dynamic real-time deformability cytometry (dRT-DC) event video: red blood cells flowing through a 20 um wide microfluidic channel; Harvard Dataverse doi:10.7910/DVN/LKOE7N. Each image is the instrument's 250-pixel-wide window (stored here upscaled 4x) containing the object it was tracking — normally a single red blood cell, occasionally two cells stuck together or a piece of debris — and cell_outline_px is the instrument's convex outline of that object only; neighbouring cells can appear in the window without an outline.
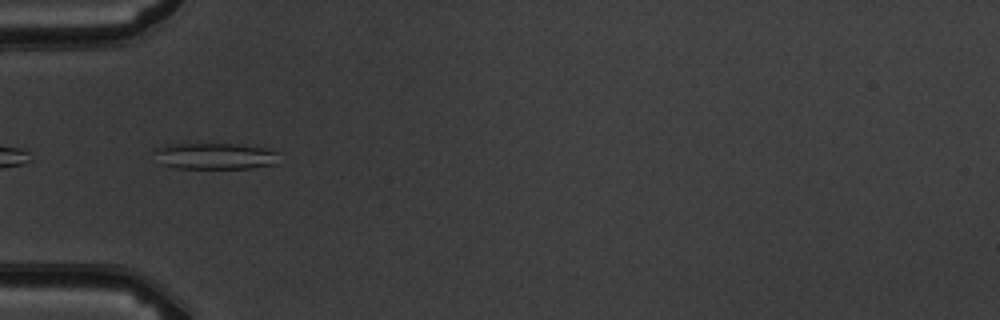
{"species": "common noctule bat (a hibernating species)", "species_latin": "Nyctalus noctula", "temperature_condition": "warm", "stored_images_in_passage": 6, "camera_frame_rate_fps": 3000, "um_per_image_px": 0.085, "animal": {"sex": "male", "body_mass_g": 19.5, "forearm_length_mm": 54.6}, "frame": {"image": 1, "passage_image": 2, "time_ms": 1.333, "image_size_px": [1000, 320], "cell_outline_px": [[284, 160], [276, 164], [252, 168], [176, 168], [160, 164], [152, 152], [152, 148], [168, 144], [240, 144], [264, 148], [276, 152]], "centroid_in_image_um": [18.27, 13.27], "position_along_channel_um": 66.7, "area_um2": 19.59}}
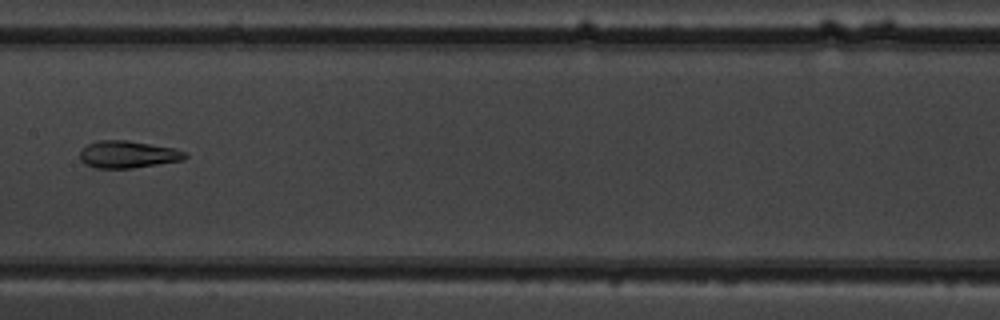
{"frame": {"image": 2, "passage_image": 5, "time_ms": 4.667, "image_size_px": [1000, 320], "cell_outline_px": [[188, 156], [184, 160], [132, 168], [96, 168], [84, 164], [80, 160], [80, 148], [88, 144], [100, 140], [128, 140], [176, 148], [188, 152]], "centroid_in_image_um": [10.89, 13.12], "position_along_channel_um": 196.5, "area_um2": 16.94}}
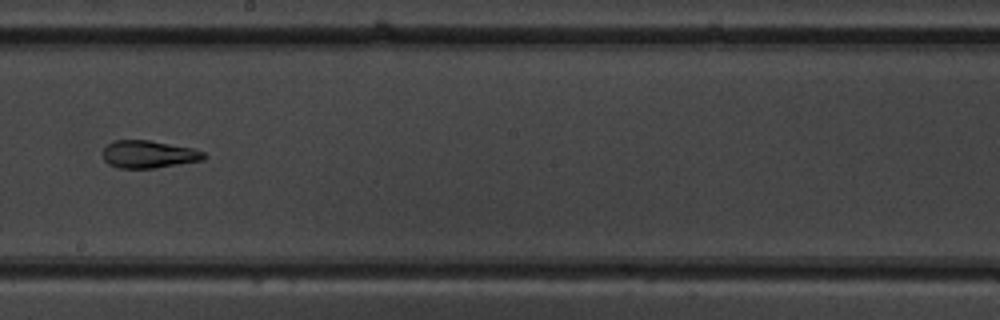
{"frame": {"image": 3, "passage_image": 6, "time_ms": 5.667, "image_size_px": [1000, 320], "cell_outline_px": [[208, 156], [204, 160], [156, 168], [120, 168], [108, 164], [104, 160], [100, 152], [112, 140], [148, 140], [192, 148], [204, 152]], "centroid_in_image_um": [12.62, 13.12], "position_along_channel_um": 235.6, "area_um2": 16.42}}